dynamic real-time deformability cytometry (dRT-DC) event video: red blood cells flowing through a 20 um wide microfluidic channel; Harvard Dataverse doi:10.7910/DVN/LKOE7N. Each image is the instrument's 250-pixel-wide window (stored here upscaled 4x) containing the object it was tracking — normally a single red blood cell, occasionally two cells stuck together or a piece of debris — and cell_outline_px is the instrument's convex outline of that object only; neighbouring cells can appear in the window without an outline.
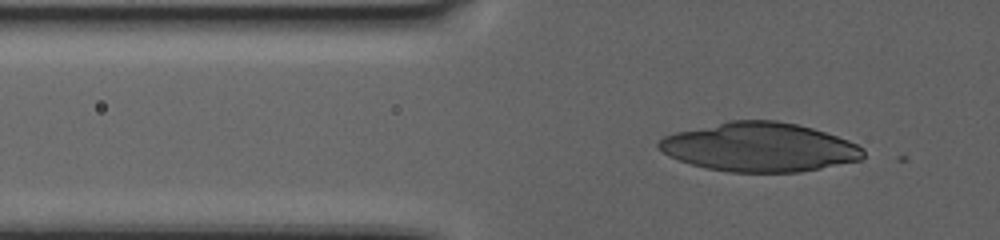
{"species": "human", "species_latin": "Homo sapiens", "temperature_condition": "warm", "stored_images_in_passage": 57, "camera_frame_rate_fps": 3000, "um_per_image_px": 0.085, "donor": {"sex": "female"}, "frame": {"image": 1, "passage_image": 2, "time_ms": 0.333, "image_size_px": [1000, 240], "cell_outline_px": [[864, 156], [860, 160], [800, 172], [728, 172], [704, 168], [668, 156], [656, 148], [656, 144], [664, 136], [676, 132], [728, 120], [776, 120], [796, 124], [812, 128], [848, 140], [864, 148]], "centroid_in_image_um": [64.52, 12.51], "position_along_channel_um": 61.3, "area_um2": 58.44}}
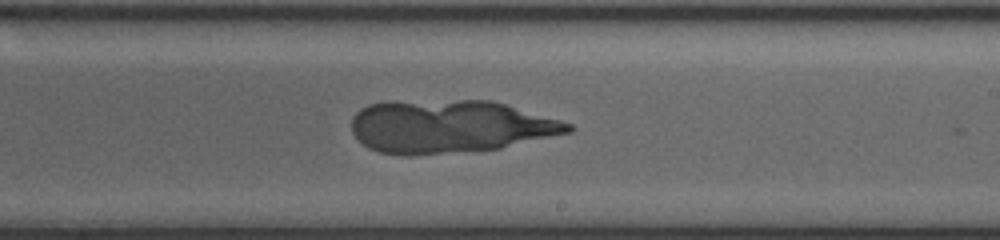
{"frame": {"image": 2, "passage_image": 28, "time_ms": 9.0, "image_size_px": [1000, 240], "cell_outline_px": [[572, 132], [500, 148], [408, 156], [404, 156], [380, 152], [368, 148], [352, 132], [352, 116], [360, 108], [368, 104], [388, 100], [492, 100], [560, 120], [572, 124]], "centroid_in_image_um": [38.18, 10.73], "position_along_channel_um": 250.8, "area_um2": 67.16}}
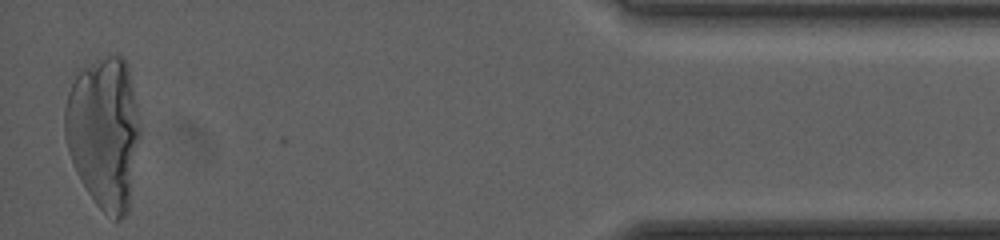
{"frame": {"image": 3, "passage_image": 56, "time_ms": 18.333, "image_size_px": [1000, 240], "cell_outline_px": [[140, 140], [128, 212], [120, 220], [116, 220], [104, 212], [96, 204], [80, 180], [76, 172], [68, 152], [64, 136], [64, 108], [68, 92], [76, 76], [84, 68], [108, 56], [120, 56], [128, 64], [140, 124]], "centroid_in_image_um": [8.84, 11.31], "position_along_channel_um": 426.4, "area_um2": 66.53}}